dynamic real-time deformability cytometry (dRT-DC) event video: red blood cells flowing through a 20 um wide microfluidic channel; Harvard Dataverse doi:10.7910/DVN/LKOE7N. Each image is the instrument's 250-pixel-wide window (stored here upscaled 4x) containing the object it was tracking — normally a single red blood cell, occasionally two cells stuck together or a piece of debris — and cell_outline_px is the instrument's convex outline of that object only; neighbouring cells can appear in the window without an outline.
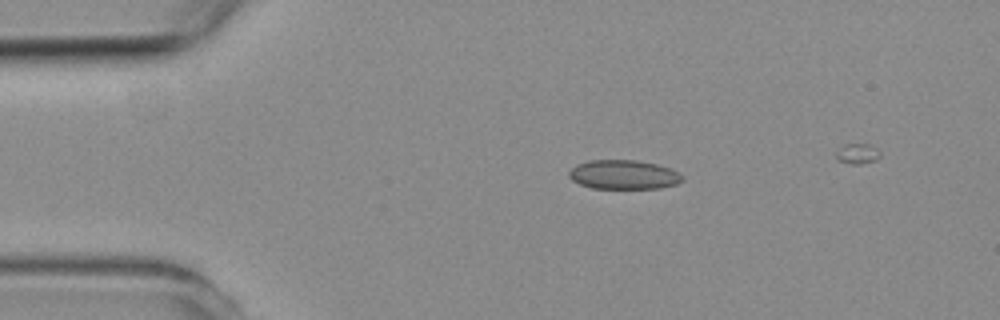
{"species": "common noctule bat (a hibernating species)", "species_latin": "Nyctalus noctula", "temperature_condition": "room temperature", "stored_images_in_passage": 3, "camera_frame_rate_fps": 3000, "um_per_image_px": 0.085, "animal": {"sex": "female", "body_mass_g": 19.3, "forearm_length_mm": 54.1}, "frame": {"image": 1, "passage_image": 1, "time_ms": 0.0, "image_size_px": [1000, 320], "cell_outline_px": [[684, 176], [676, 184], [660, 188], [592, 188], [580, 184], [572, 180], [568, 176], [568, 172], [576, 164], [588, 160], [636, 160], [656, 164], [680, 172]], "centroid_in_image_um": [52.98, 14.84], "position_along_channel_um": 32.0, "area_um2": 19.25}}